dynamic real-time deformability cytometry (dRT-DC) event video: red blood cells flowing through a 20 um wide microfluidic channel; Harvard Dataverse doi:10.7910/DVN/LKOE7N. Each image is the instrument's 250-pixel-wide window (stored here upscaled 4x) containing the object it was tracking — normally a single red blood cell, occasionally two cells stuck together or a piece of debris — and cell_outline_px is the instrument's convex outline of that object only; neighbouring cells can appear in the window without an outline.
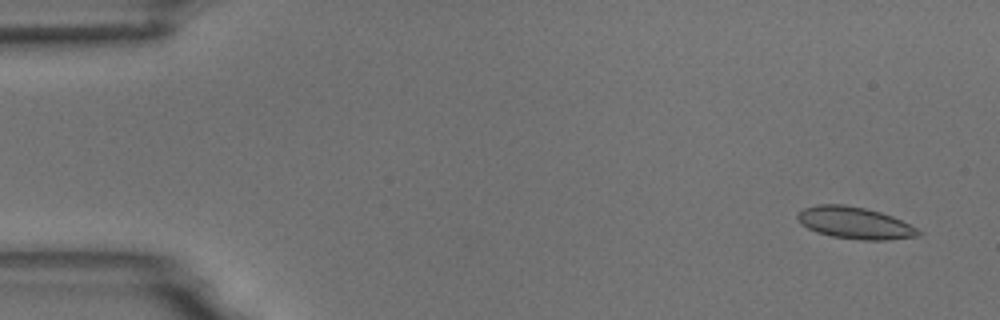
{"species": "common noctule bat (a hibernating species)", "species_latin": "Nyctalus noctula", "temperature_condition": "room temperature", "stored_images_in_passage": 10, "camera_frame_rate_fps": 3000, "um_per_image_px": 0.085, "animal": {"sex": "male", "body_mass_g": 18.8}, "frame": {"image": 1, "passage_image": 1, "time_ms": 0.0, "image_size_px": [1000, 320], "cell_outline_px": [[924, 232], [920, 236], [888, 240], [860, 240], [832, 236], [816, 232], [800, 224], [796, 216], [804, 208], [820, 204], [844, 204], [864, 208], [880, 212], [892, 216]], "centroid_in_image_um": [72.67, 18.96], "position_along_channel_um": 12.3, "area_um2": 22.43}}
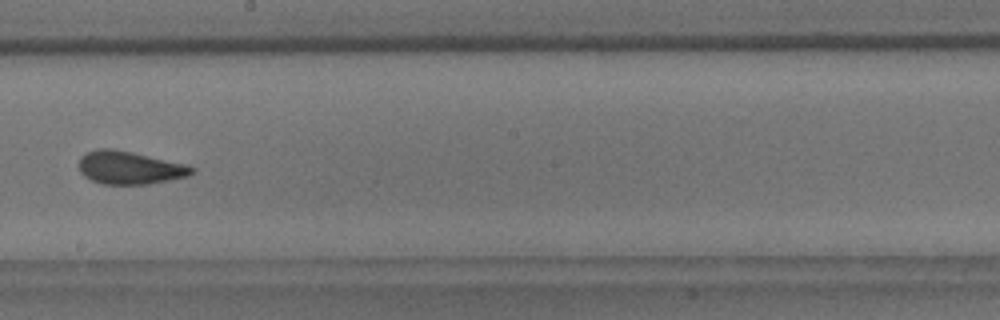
{"frame": {"image": 2, "passage_image": 9, "time_ms": 9.333, "image_size_px": [1000, 320], "cell_outline_px": [[196, 172], [188, 176], [148, 184], [104, 184], [92, 180], [84, 176], [80, 172], [80, 156], [96, 148], [112, 148], [132, 152], [188, 164], [196, 168]], "centroid_in_image_um": [11.06, 14.24], "position_along_channel_um": 237.1, "area_um2": 21.79}}
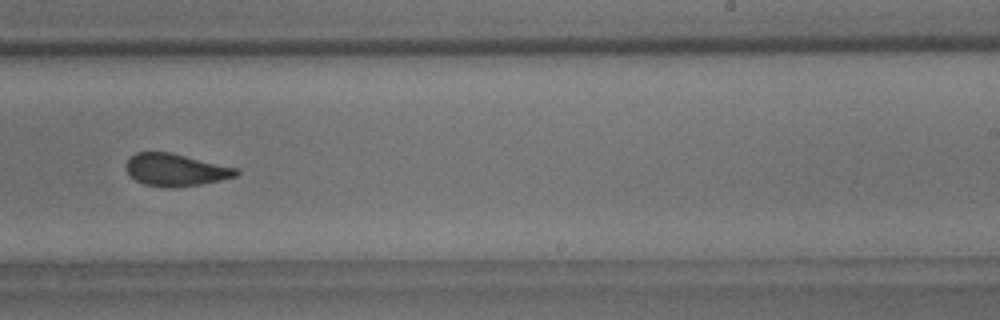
{"frame": {"image": 3, "passage_image": 10, "time_ms": 10.333, "image_size_px": [1000, 320], "cell_outline_px": [[240, 172], [236, 176], [220, 180], [200, 184], [176, 188], [164, 188], [144, 184], [136, 180], [124, 168], [124, 164], [136, 152], [168, 152], [240, 168]], "centroid_in_image_um": [14.94, 14.45], "position_along_channel_um": 274.1, "area_um2": 20.87}}